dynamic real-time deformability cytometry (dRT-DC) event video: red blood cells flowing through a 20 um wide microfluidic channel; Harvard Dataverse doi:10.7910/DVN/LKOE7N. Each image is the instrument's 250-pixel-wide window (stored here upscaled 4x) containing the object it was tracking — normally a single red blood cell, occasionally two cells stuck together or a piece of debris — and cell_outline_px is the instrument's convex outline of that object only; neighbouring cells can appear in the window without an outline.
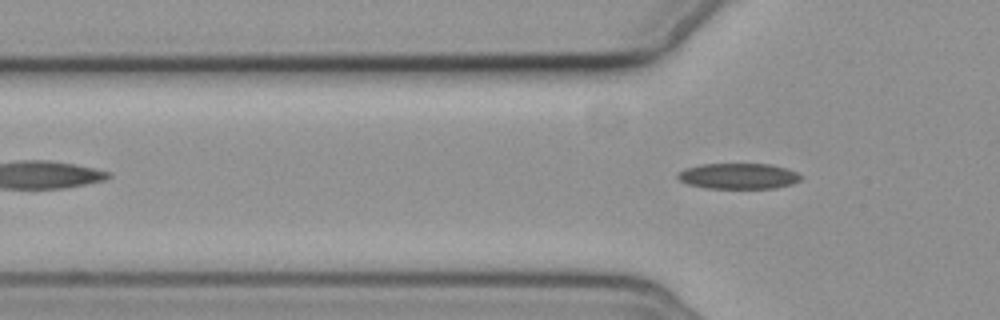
{"species": "common noctule bat (a hibernating species)", "species_latin": "Nyctalus noctula", "temperature_condition": "cold", "stored_images_in_passage": 7, "segment_of_instrument_passage": [2, 2], "camera_frame_rate_fps": 3000, "um_per_image_px": 0.085, "animal": {"sex": "female", "body_mass_g": 19.3, "forearm_length_mm": 54.1}, "frame": {"image": 1, "passage_image": 7, "time_ms": 10.667, "image_size_px": [1000, 320], "cell_outline_px": [[804, 176], [800, 180], [792, 184], [776, 188], [708, 188], [688, 184], [680, 180], [676, 176], [684, 168], [700, 164], [772, 164], [796, 172]], "centroid_in_image_um": [62.78, 14.96], "position_along_channel_um": 63.0, "area_um2": 18.44}}